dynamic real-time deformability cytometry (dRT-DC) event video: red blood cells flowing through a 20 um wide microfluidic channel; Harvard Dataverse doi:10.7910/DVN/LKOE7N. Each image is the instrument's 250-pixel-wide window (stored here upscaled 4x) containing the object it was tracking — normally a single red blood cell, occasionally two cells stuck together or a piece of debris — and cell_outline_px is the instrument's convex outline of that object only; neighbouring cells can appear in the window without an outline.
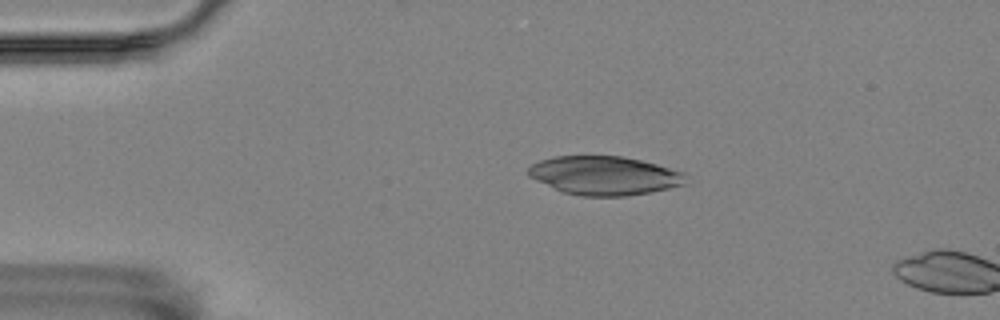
{"species": "Egyptian fruit bat (a non-hibernating species)", "species_latin": "Rousettus aegyptiacus", "temperature_condition": "room temperature", "stored_images_in_passage": 12, "camera_frame_rate_fps": 3000, "um_per_image_px": 0.085, "animal": {"sex": "female"}, "frame": {"image": 1, "passage_image": 9, "time_ms": 2.667, "image_size_px": [1000, 320], "cell_outline_px": [[688, 184], [628, 196], [580, 196], [564, 192], [536, 180], [528, 176], [524, 172], [532, 164], [540, 160], [552, 156], [620, 156], [640, 160], [656, 164], [684, 172]], "centroid_in_image_um": [51.36, 14.92], "position_along_channel_um": 33.6, "area_um2": 35.6}}